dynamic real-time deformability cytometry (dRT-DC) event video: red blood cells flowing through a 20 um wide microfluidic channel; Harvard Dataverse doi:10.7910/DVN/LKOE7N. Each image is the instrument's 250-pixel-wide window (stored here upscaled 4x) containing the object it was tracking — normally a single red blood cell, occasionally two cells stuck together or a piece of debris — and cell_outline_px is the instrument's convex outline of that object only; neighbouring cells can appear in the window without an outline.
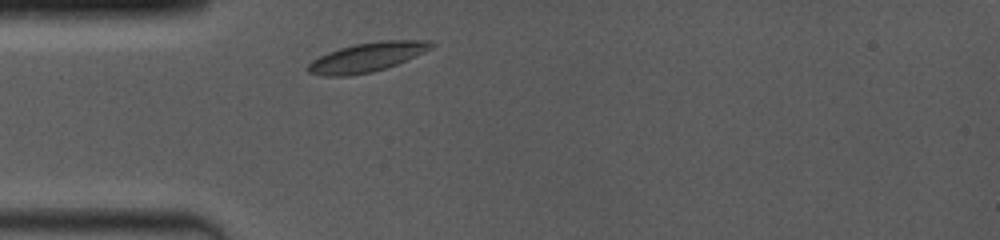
{"species": "common noctule bat (a hibernating species)", "species_latin": "Nyctalus noctula", "temperature_condition": "room temperature", "stored_images_in_passage": 5, "camera_frame_rate_fps": 4000, "um_per_image_px": 0.085, "animal": {"sex": "female", "body_mass_g": 19.0, "forearm_length_mm": 53.3}, "frame": {"image": 1, "passage_image": 1, "time_ms": 0.0, "image_size_px": [1000, 240], "cell_outline_px": [[436, 44], [432, 48], [424, 52], [396, 64], [372, 72], [348, 76], [324, 76], [308, 72], [304, 68], [312, 60], [328, 52], [340, 48], [356, 44], [380, 40], [432, 40]], "centroid_in_image_um": [31.19, 4.86], "position_along_channel_um": 53.8, "area_um2": 20.98}}
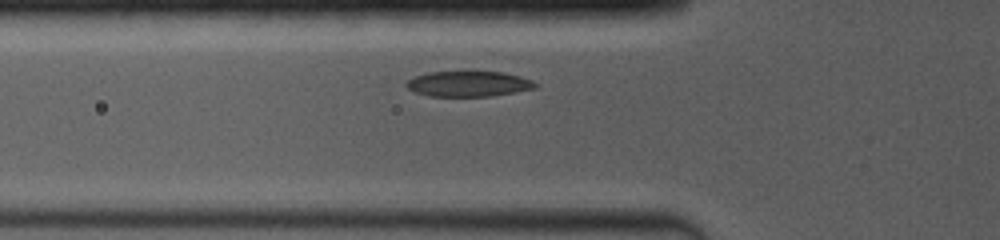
{"frame": {"image": 2, "passage_image": 3, "time_ms": 1.0, "image_size_px": [1000, 240], "cell_outline_px": [[540, 84], [536, 88], [516, 92], [492, 96], [428, 96], [416, 92], [408, 88], [404, 84], [408, 80], [416, 76], [428, 72], [468, 68], [472, 68], [504, 72], [520, 76], [532, 80]], "centroid_in_image_um": [39.86, 7.07], "position_along_channel_um": 85.9, "area_um2": 20.29}}
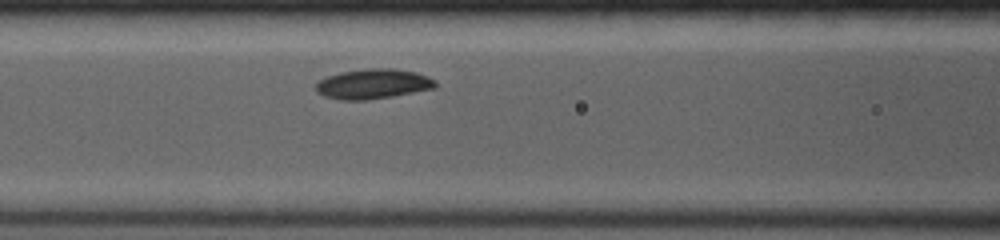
{"frame": {"image": 3, "passage_image": 5, "time_ms": 2.25, "image_size_px": [1000, 240], "cell_outline_px": [[436, 88], [392, 96], [368, 100], [340, 100], [324, 96], [316, 92], [316, 84], [320, 80], [328, 76], [340, 72], [368, 68], [396, 68], [416, 72], [428, 76], [436, 80]], "centroid_in_image_um": [31.72, 7.13], "position_along_channel_um": 134.9, "area_um2": 20.98}}